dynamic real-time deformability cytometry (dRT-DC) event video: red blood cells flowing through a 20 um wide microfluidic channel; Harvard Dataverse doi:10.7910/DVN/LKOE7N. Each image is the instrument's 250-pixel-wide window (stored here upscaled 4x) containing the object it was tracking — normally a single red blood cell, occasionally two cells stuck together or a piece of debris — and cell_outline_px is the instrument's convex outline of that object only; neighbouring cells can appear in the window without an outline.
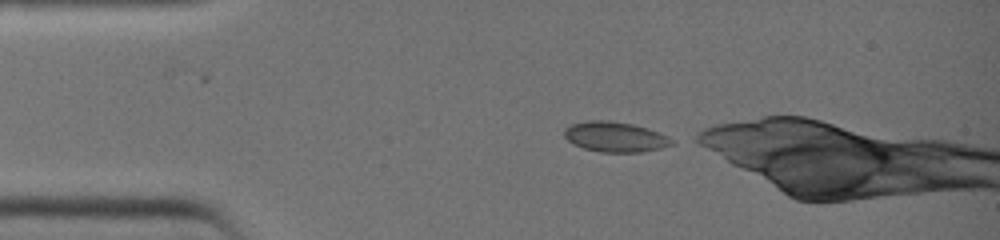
{"species": "common noctule bat (a hibernating species)", "species_latin": "Nyctalus noctula", "temperature_condition": "warm", "stored_images_in_passage": 4, "camera_frame_rate_fps": 3000, "um_per_image_px": 0.085, "animal": {"sex": "female", "body_mass_g": 19.0, "forearm_length_mm": 51.5}, "frame": {"image": 1, "passage_image": 4, "time_ms": 1.0, "image_size_px": [1000, 240], "cell_outline_px": [[676, 144], [660, 148], [640, 152], [600, 152], [584, 148], [572, 144], [564, 136], [564, 128], [572, 124], [588, 120], [608, 120], [632, 124], [648, 128], [668, 136]], "centroid_in_image_um": [52.28, 11.63], "position_along_channel_um": 32.7, "area_um2": 18.96}}